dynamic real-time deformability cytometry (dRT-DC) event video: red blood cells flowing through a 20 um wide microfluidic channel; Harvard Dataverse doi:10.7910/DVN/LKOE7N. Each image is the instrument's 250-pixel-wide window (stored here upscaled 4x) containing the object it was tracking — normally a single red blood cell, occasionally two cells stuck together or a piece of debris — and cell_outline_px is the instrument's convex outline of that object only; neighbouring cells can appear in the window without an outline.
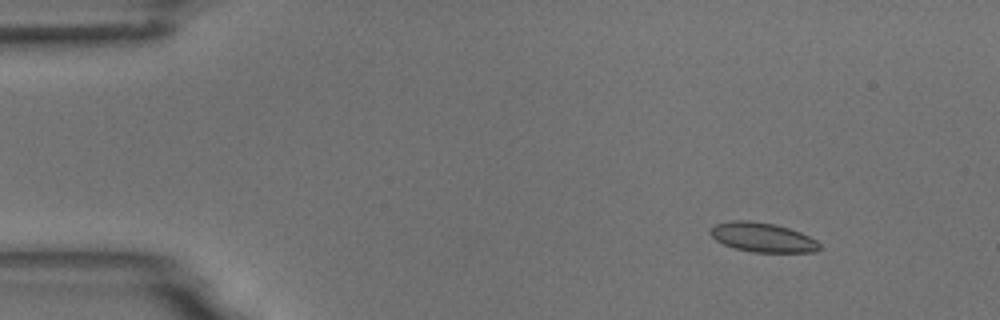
{"species": "common noctule bat (a hibernating species)", "species_latin": "Nyctalus noctula", "temperature_condition": "room temperature", "stored_images_in_passage": 55, "camera_frame_rate_fps": 3000, "um_per_image_px": 0.085, "animal": {"sex": "male", "body_mass_g": 18.8}, "frame": {"image": 1, "passage_image": 7, "time_ms": 2.0, "image_size_px": [1000, 320], "cell_outline_px": [[820, 248], [816, 252], [752, 252], [736, 248], [724, 244], [716, 240], [708, 232], [708, 228], [716, 224], [728, 220], [748, 220], [776, 224], [800, 232], [816, 240], [820, 244]], "centroid_in_image_um": [64.79, 20.16], "position_along_channel_um": 20.2, "area_um2": 18.79}}
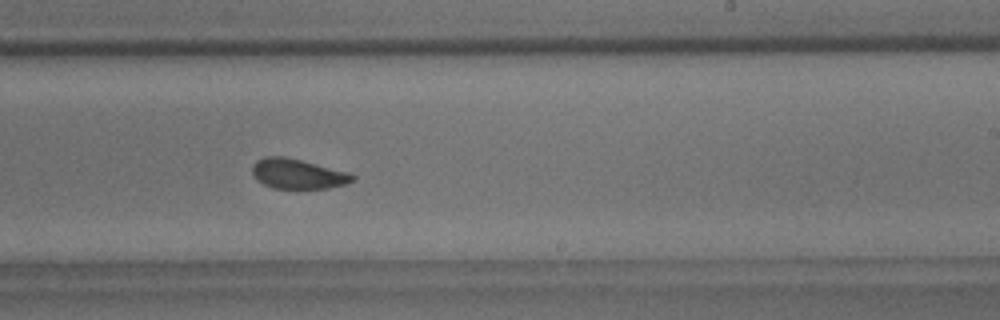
{"frame": {"image": 2, "passage_image": 34, "time_ms": 11.0, "image_size_px": [1000, 320], "cell_outline_px": [[356, 180], [344, 184], [328, 188], [272, 188], [256, 180], [252, 172], [252, 164], [256, 160], [264, 156], [284, 156], [352, 172], [356, 176]], "centroid_in_image_um": [25.33, 14.76], "position_along_channel_um": 263.7, "area_um2": 17.74}}
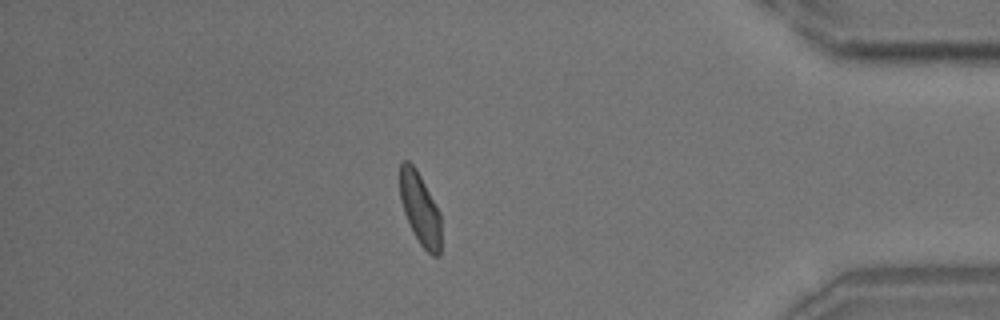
{"frame": {"image": 3, "passage_image": 48, "time_ms": 15.667, "image_size_px": [1000, 320], "cell_outline_px": [[440, 256], [432, 256], [420, 244], [412, 232], [404, 212], [400, 200], [400, 164], [404, 160], [408, 160], [416, 168], [440, 212]], "centroid_in_image_um": [35.69, 17.75], "position_along_channel_um": 399.5, "area_um2": 17.28}, "authors_computed_cell_mechanics": {"area_um2": 18.1492, "velocity_mm_per_s": 3.6876, "shape_relaxation_time_tau1_ms": 6.0714, "shape_relaxation_time_tau2_ms": 1.1489, "deformation_change_tau1": 0.1112, "deformation_change_tau2": 0.065}}